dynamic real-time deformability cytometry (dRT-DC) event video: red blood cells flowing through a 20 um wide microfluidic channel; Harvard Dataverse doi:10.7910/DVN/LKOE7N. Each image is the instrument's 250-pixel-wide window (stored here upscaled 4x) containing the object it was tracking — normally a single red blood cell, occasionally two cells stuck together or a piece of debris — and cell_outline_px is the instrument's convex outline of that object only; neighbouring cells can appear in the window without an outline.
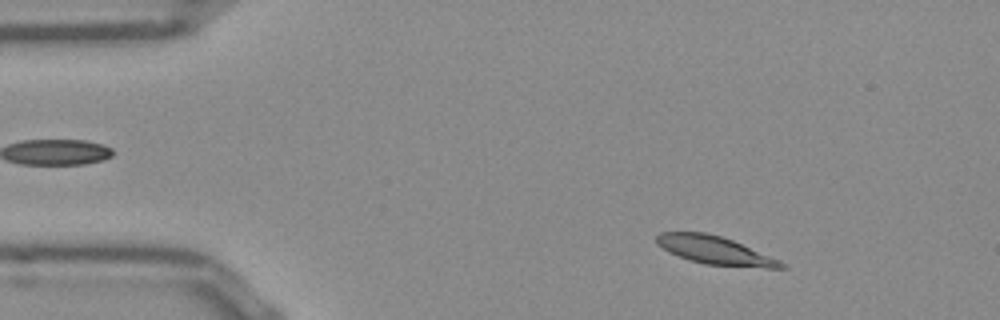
{"species": "Egyptian fruit bat (a non-hibernating species)", "species_latin": "Rousettus aegyptiacus", "temperature_condition": "room temperature", "stored_images_in_passage": 50, "camera_frame_rate_fps": 3000, "um_per_image_px": 0.085, "frame": {"image": 1, "passage_image": 5, "time_ms": 1.333, "image_size_px": [1000, 320], "cell_outline_px": [[788, 268], [764, 268], [704, 264], [688, 260], [668, 252], [656, 244], [656, 236], [660, 232], [704, 232], [720, 236], [732, 240], [780, 260]], "centroid_in_image_um": [60.74, 21.28], "position_along_channel_um": 24.3, "area_um2": 20.4}}
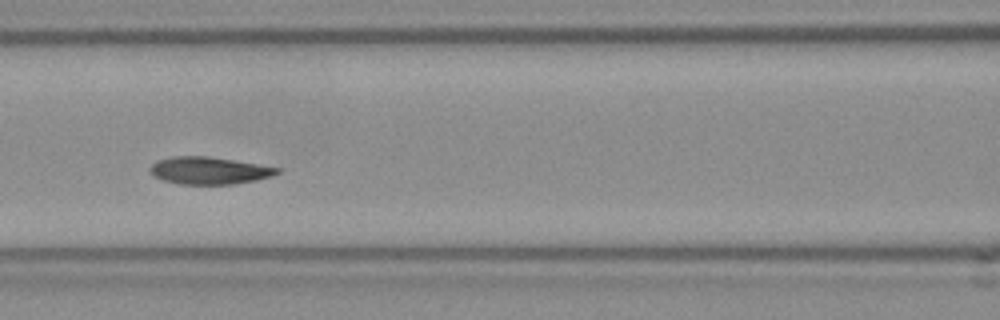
{"frame": {"image": 2, "passage_image": 20, "time_ms": 6.333, "image_size_px": [1000, 320], "cell_outline_px": [[280, 172], [272, 176], [256, 180], [236, 184], [180, 184], [164, 180], [152, 176], [148, 168], [156, 160], [172, 156], [208, 156], [280, 168]], "centroid_in_image_um": [17.73, 14.5], "position_along_channel_um": 148.9, "area_um2": 20.23}}
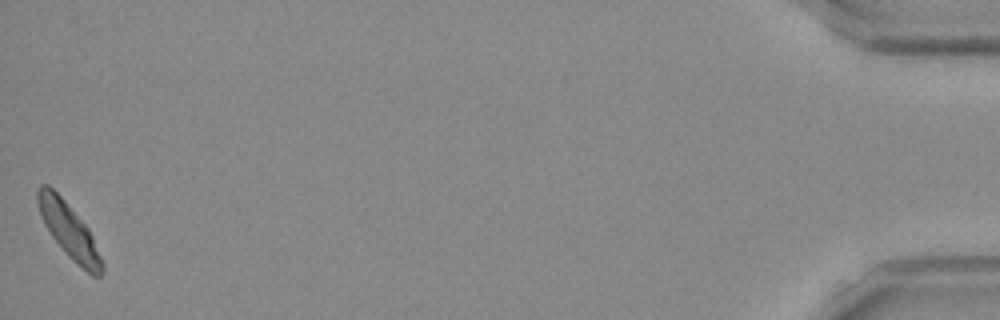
{"frame": {"image": 3, "passage_image": 50, "time_ms": 16.333, "image_size_px": [1000, 320], "cell_outline_px": [[104, 272], [100, 276], [92, 276], [72, 260], [64, 252], [52, 236], [44, 224], [40, 216], [36, 200], [36, 188], [40, 184], [48, 184], [64, 200], [88, 228], [92, 236], [104, 264]], "centroid_in_image_um": [5.84, 19.6], "position_along_channel_um": 429.4, "area_um2": 20.52}, "authors_computed_cell_mechanics": {"area_um2": 20.4901, "velocity_mm_per_s": 3.8138, "shape_relaxation_time_tau1_ms": 2.366, "shape_relaxation_time_tau2_ms": 2.975, "deformation_change_tau1": 0.1195, "deformation_change_tau2": 0.0587}}